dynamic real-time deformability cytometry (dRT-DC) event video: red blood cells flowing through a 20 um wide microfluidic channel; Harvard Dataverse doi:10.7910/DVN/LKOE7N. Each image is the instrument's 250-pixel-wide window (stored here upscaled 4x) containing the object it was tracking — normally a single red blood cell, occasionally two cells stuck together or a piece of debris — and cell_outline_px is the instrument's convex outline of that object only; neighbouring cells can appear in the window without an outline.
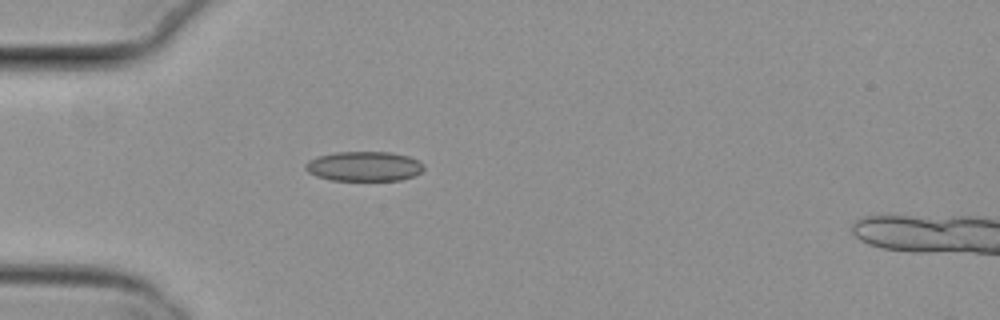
{"species": "common noctule bat (a hibernating species)", "species_latin": "Nyctalus noctula", "temperature_condition": "cold", "stored_images_in_passage": 5, "camera_frame_rate_fps": 3000, "um_per_image_px": 0.085, "animal": {"sex": "female", "body_mass_g": 29.2, "forearm_length_mm": 56.3}, "frame": {"image": 1, "passage_image": 4, "time_ms": 1.0, "image_size_px": [1000, 320], "cell_outline_px": [[424, 168], [416, 176], [400, 180], [332, 180], [316, 176], [308, 172], [304, 168], [304, 164], [308, 160], [320, 156], [336, 152], [388, 152], [408, 156], [424, 164]], "centroid_in_image_um": [30.94, 14.14], "position_along_channel_um": 54.1, "area_um2": 20.46}}